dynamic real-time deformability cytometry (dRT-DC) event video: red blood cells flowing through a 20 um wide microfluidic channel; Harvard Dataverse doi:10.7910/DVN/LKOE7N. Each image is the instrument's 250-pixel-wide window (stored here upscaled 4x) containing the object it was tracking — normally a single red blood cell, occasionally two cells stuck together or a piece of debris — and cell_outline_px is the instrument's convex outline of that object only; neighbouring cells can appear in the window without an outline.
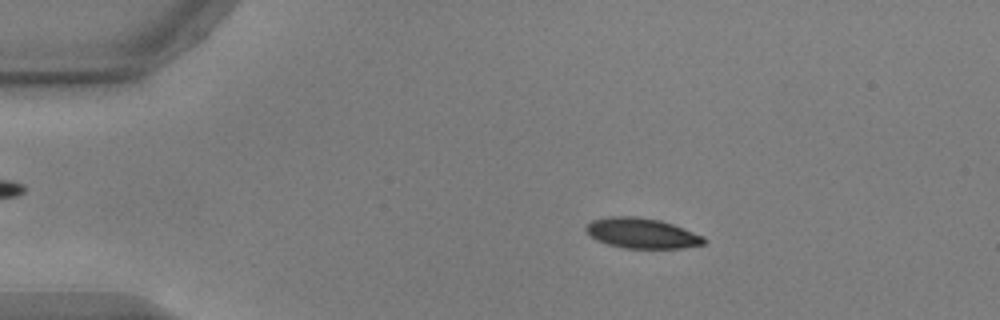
{"species": "common noctule bat (a hibernating species)", "species_latin": "Nyctalus noctula", "temperature_condition": "warm", "stored_images_in_passage": 54, "camera_frame_rate_fps": 3000, "um_per_image_px": 0.085, "animal": {"sex": "male", "body_mass_g": 17.9, "forearm_length_mm": 54.2}, "frame": {"image": 1, "passage_image": 10, "time_ms": 3.0, "image_size_px": [1000, 320], "cell_outline_px": [[708, 240], [704, 244], [684, 248], [624, 248], [608, 244], [596, 240], [584, 228], [592, 220], [608, 216], [632, 216], [660, 220], [672, 224], [704, 236]], "centroid_in_image_um": [54.58, 19.82], "position_along_channel_um": 30.4, "area_um2": 20.75}}
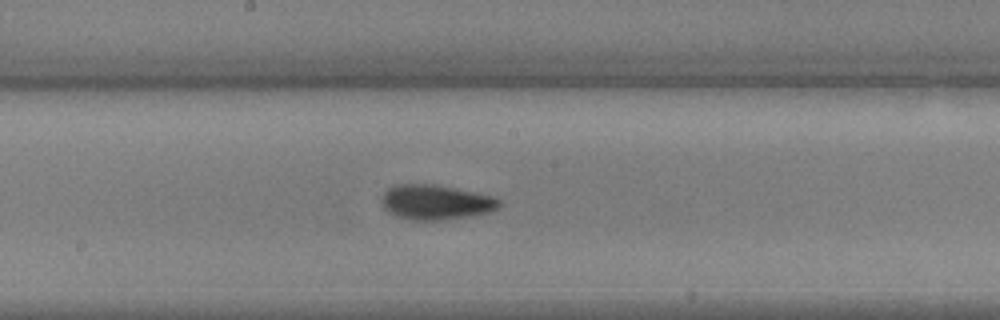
{"frame": {"image": 2, "passage_image": 29, "time_ms": 9.333, "image_size_px": [1000, 320], "cell_outline_px": [[500, 204], [496, 208], [488, 212], [468, 216], [440, 220], [412, 220], [400, 216], [384, 208], [380, 200], [384, 192], [388, 188], [396, 184], [436, 184], [496, 196], [500, 200]], "centroid_in_image_um": [37.05, 17.16], "position_along_channel_um": 211.2, "area_um2": 23.76}}
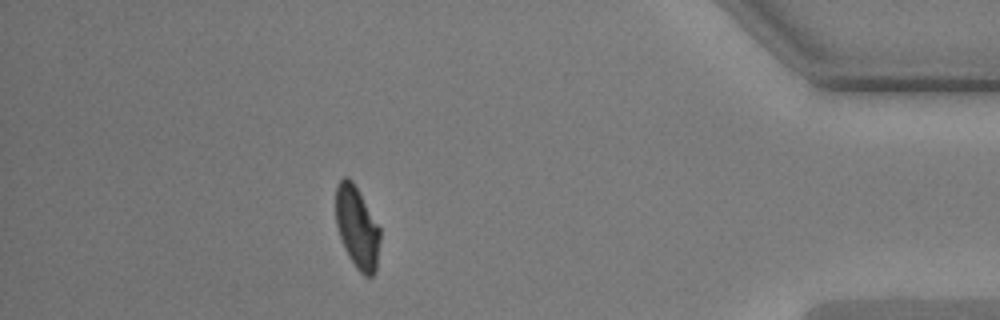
{"frame": {"image": 3, "passage_image": 48, "time_ms": 15.667, "image_size_px": [1000, 320], "cell_outline_px": [[380, 240], [376, 272], [372, 276], [364, 276], [356, 268], [348, 256], [344, 248], [336, 224], [336, 184], [344, 176], [348, 176], [352, 180], [380, 228]], "centroid_in_image_um": [30.35, 19.35], "position_along_channel_um": 404.8, "area_um2": 21.15}, "authors_computed_cell_mechanics": {"area_um2": 22.1663, "velocity_mm_per_s": 3.7336, "shape_relaxation_time_tau1_ms": 3.2645, "shape_relaxation_time_tau2_ms": 2.6127, "deformation_change_tau1": 0.1415, "deformation_change_tau2": 0.0635}}